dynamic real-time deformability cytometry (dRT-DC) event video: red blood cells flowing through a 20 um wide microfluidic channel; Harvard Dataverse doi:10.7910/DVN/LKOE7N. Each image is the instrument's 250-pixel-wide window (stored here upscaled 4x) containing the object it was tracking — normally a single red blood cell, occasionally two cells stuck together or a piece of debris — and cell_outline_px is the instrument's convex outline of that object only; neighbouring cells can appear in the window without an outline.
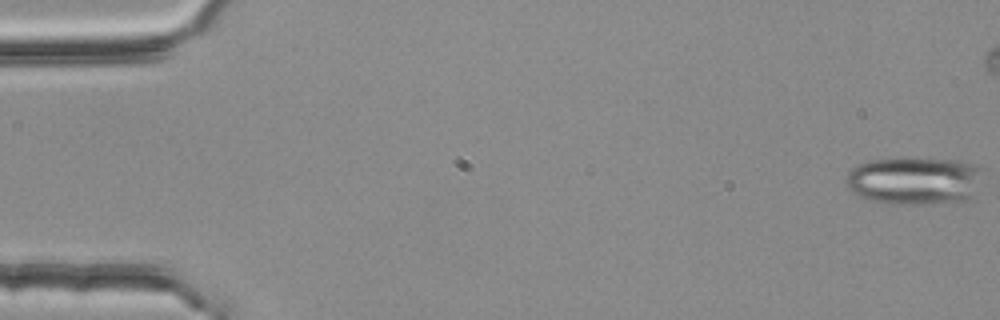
{"species": "common noctule bat (a hibernating species)", "species_latin": "Nyctalus noctula", "temperature_condition": "room temperature", "stored_images_in_passage": 48, "camera_frame_rate_fps": 3000, "um_per_image_px": 0.085, "animal": {"sex": "female", "body_mass_g": 25.1}, "frame": {"image": 1, "passage_image": 1, "time_ms": 0.0, "image_size_px": [1000, 320], "cell_outline_px": [[980, 168], [972, 196], [964, 200], [924, 204], [888, 204], [872, 200], [860, 196], [852, 192], [848, 188], [844, 180], [848, 172], [856, 164], [868, 160], [900, 156], [916, 156], [964, 160], [976, 164]], "centroid_in_image_um": [77.63, 15.29], "position_along_channel_um": 7.4, "area_um2": 38.9}}
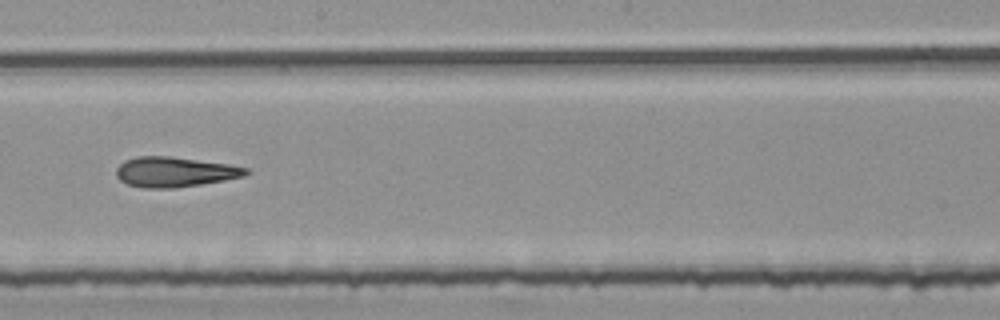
{"frame": {"image": 2, "passage_image": 31, "time_ms": 10.0, "image_size_px": [1000, 320], "cell_outline_px": [[252, 172], [244, 176], [224, 180], [176, 188], [144, 188], [128, 184], [120, 180], [116, 176], [116, 168], [124, 160], [136, 156], [168, 156], [228, 164], [248, 168]], "centroid_in_image_um": [14.84, 14.61], "position_along_channel_um": 233.4, "area_um2": 22.72}}
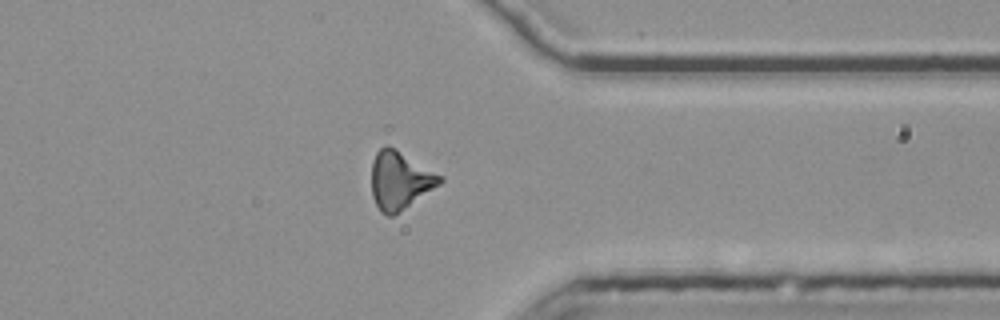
{"frame": {"image": 3, "passage_image": 43, "time_ms": 14.0, "image_size_px": [1000, 320], "cell_outline_px": [[444, 180], [440, 184], [392, 216], [384, 216], [380, 212], [372, 196], [372, 160], [376, 152], [384, 144], [388, 144], [444, 176]], "centroid_in_image_um": [33.98, 15.3], "position_along_channel_um": 377.4, "area_um2": 23.12}, "authors_computed_cell_mechanics": {"area_um2": 22.9755, "velocity_mm_per_s": 3.7749, "shape_relaxation_time_tau1_ms": null, "shape_relaxation_time_tau2_ms": 2.2747, "deformation_change_tau1": null, "deformation_change_tau2": 0.1323}}